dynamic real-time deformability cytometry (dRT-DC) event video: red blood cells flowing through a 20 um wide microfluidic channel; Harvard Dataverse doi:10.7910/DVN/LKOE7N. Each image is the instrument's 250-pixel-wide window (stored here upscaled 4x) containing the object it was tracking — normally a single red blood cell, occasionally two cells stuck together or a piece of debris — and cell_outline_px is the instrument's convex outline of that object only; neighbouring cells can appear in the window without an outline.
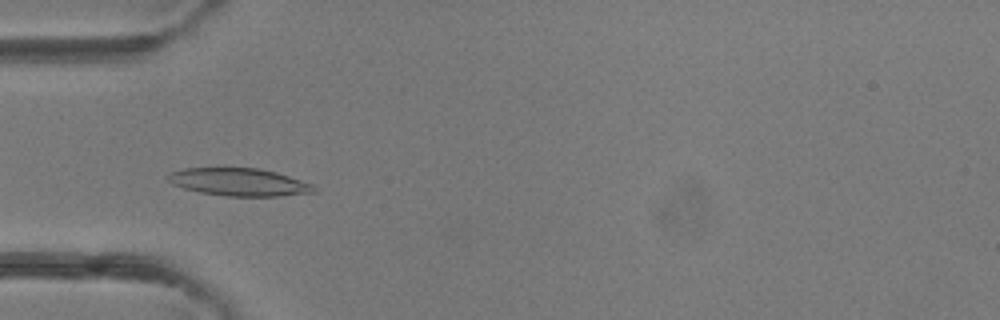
{"species": "common noctule bat (a hibernating species)", "species_latin": "Nyctalus noctula", "temperature_condition": "room temperature", "stored_images_in_passage": 3, "camera_frame_rate_fps": 3000, "um_per_image_px": 0.085, "animal": {"sex": "female"}, "frame": {"image": 1, "passage_image": 3, "time_ms": 2.333, "image_size_px": [1000, 320], "cell_outline_px": [[316, 192], [280, 196], [224, 196], [200, 192], [184, 188], [172, 184], [164, 176], [168, 172], [184, 168], [224, 164], [260, 168], [276, 172], [312, 184], [316, 188]], "centroid_in_image_um": [20.22, 15.41], "position_along_channel_um": 64.8, "area_um2": 24.74}}